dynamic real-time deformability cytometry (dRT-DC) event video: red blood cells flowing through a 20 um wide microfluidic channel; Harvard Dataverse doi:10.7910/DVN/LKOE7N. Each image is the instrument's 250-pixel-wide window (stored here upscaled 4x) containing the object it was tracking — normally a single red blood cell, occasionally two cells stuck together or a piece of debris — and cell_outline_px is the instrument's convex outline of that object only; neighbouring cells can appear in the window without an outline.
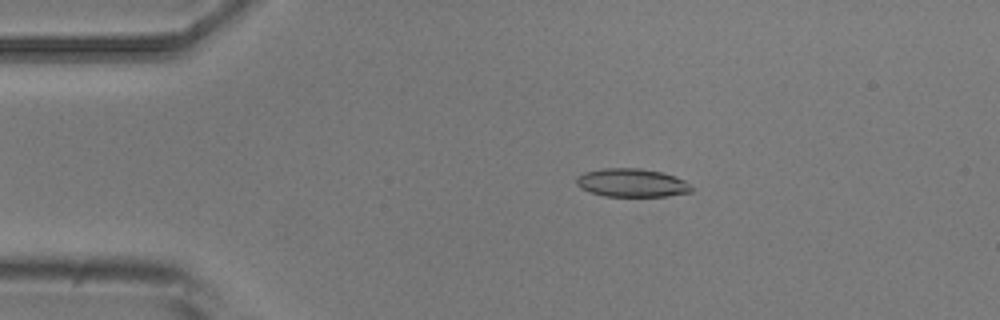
{"species": "common noctule bat (a hibernating species)", "species_latin": "Nyctalus noctula", "temperature_condition": "room temperature", "stored_images_in_passage": 8, "camera_frame_rate_fps": 3000, "um_per_image_px": 0.085, "animal": {"sex": "male", "body_mass_g": 20.5, "forearm_length_mm": 52.5}, "frame": {"image": 1, "passage_image": 3, "time_ms": 2.667, "image_size_px": [1000, 320], "cell_outline_px": [[692, 192], [664, 196], [604, 196], [580, 188], [576, 184], [576, 176], [584, 172], [604, 168], [640, 168], [660, 172], [684, 180], [692, 188]], "centroid_in_image_um": [53.66, 15.53], "position_along_channel_um": 31.3, "area_um2": 18.84}}
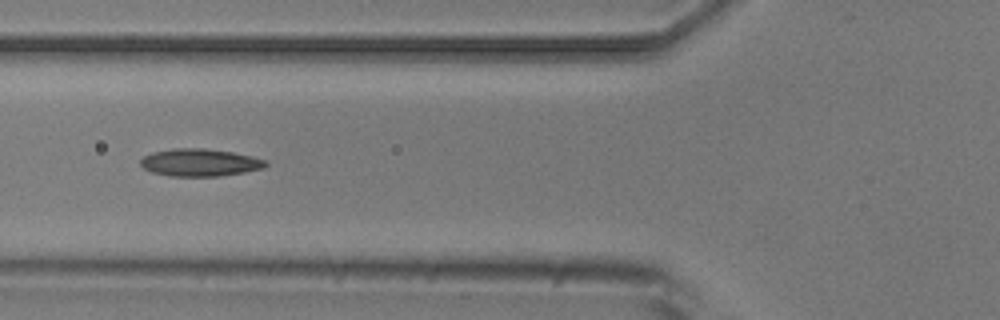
{"frame": {"image": 2, "passage_image": 6, "time_ms": 6.0, "image_size_px": [1000, 320], "cell_outline_px": [[268, 164], [264, 168], [244, 172], [220, 176], [172, 176], [152, 172], [144, 168], [140, 164], [140, 160], [144, 156], [152, 152], [172, 148], [204, 148], [232, 152], [252, 156], [264, 160]], "centroid_in_image_um": [16.98, 13.81], "position_along_channel_um": 108.8, "area_um2": 20.0}}
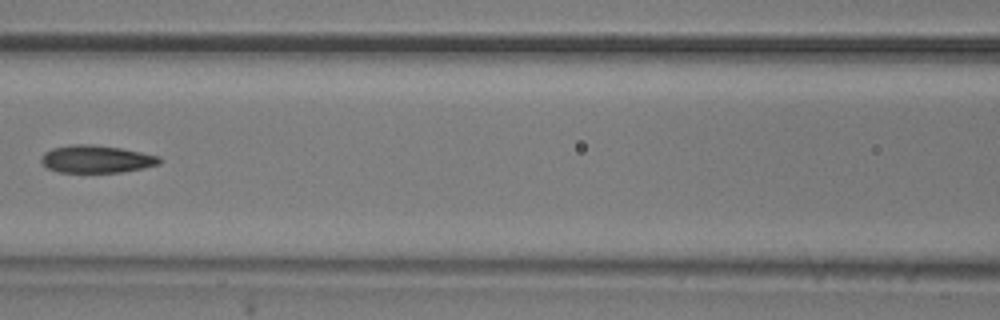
{"frame": {"image": 3, "passage_image": 7, "time_ms": 7.333, "image_size_px": [1000, 320], "cell_outline_px": [[160, 164], [144, 168], [120, 172], [60, 172], [48, 168], [40, 160], [40, 156], [44, 152], [52, 148], [72, 144], [92, 144], [120, 148], [160, 156]], "centroid_in_image_um": [8.18, 13.51], "position_along_channel_um": 158.4, "area_um2": 18.96}}